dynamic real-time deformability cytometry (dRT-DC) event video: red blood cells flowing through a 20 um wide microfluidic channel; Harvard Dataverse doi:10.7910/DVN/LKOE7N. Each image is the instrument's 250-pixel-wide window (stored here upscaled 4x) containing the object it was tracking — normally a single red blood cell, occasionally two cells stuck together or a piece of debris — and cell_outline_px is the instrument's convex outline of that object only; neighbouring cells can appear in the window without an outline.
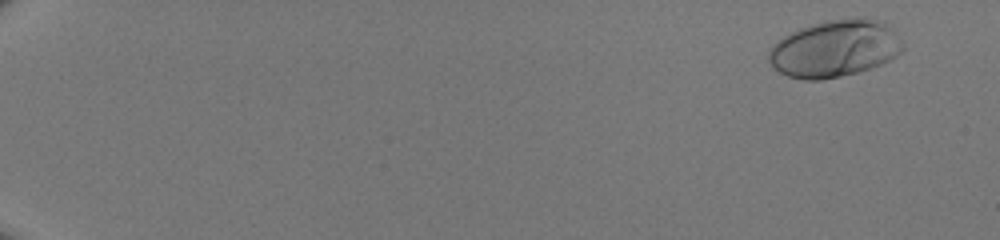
{"species": "human", "species_latin": "Homo sapiens", "temperature_condition": "room temperature", "stored_images_in_passage": 51, "camera_frame_rate_fps": 3000, "um_per_image_px": 0.085, "donor": {"sex": "male"}, "frame": {"image": 1, "passage_image": 4, "time_ms": 1.0, "image_size_px": [1000, 240], "cell_outline_px": [[904, 48], [896, 56], [880, 64], [856, 72], [840, 76], [820, 80], [804, 80], [788, 76], [772, 68], [768, 60], [768, 48], [784, 36], [808, 24], [824, 20], [856, 16], [864, 16], [880, 20], [904, 44]], "centroid_in_image_um": [70.9, 4.11], "position_along_channel_um": 14.1, "area_um2": 44.68}}
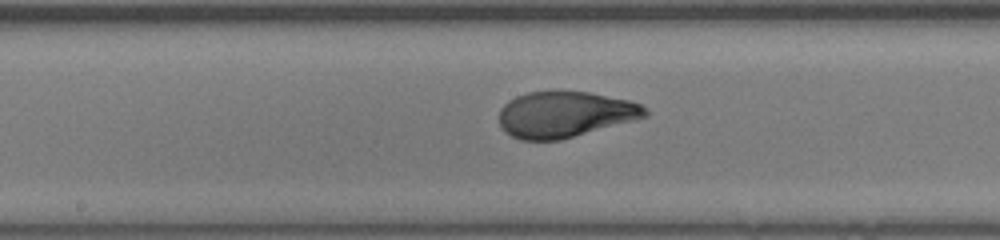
{"frame": {"image": 2, "passage_image": 31, "time_ms": 10.0, "image_size_px": [1000, 240], "cell_outline_px": [[648, 116], [560, 140], [520, 140], [504, 132], [500, 128], [500, 108], [508, 100], [516, 96], [528, 92], [588, 92], [628, 100], [640, 104], [648, 112]], "centroid_in_image_um": [47.97, 9.73], "position_along_channel_um": 200.2, "area_um2": 38.78}}
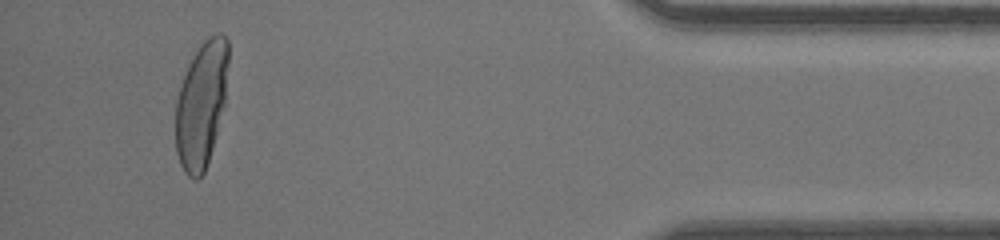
{"frame": {"image": 3, "passage_image": 49, "time_ms": 16.0, "image_size_px": [1000, 240], "cell_outline_px": [[228, 64], [224, 104], [212, 148], [204, 172], [196, 180], [192, 180], [184, 172], [180, 164], [176, 152], [176, 100], [188, 64], [192, 56], [200, 44], [208, 36], [216, 32], [220, 32], [228, 40]], "centroid_in_image_um": [17.11, 8.85], "position_along_channel_um": 418.1, "area_um2": 38.55}}